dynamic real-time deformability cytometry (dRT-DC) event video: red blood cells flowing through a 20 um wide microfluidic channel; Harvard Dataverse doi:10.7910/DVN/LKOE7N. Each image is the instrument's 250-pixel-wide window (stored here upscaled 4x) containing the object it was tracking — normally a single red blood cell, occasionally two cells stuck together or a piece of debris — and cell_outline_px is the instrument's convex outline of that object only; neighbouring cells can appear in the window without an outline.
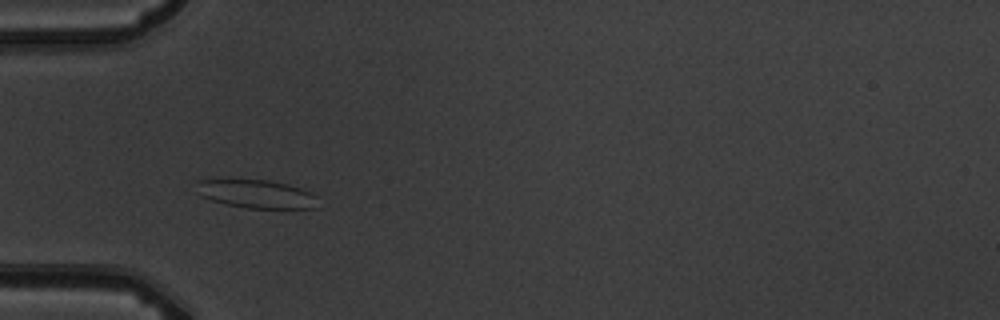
{"species": "common noctule bat (a hibernating species)", "species_latin": "Nyctalus noctula", "temperature_condition": "warm", "stored_images_in_passage": 14, "camera_frame_rate_fps": 3000, "um_per_image_px": 0.085, "animal": {"sex": "male", "body_mass_g": 19.5, "forearm_length_mm": 54.6}, "frame": {"image": 1, "passage_image": 4, "time_ms": 3.333, "image_size_px": [1000, 320], "cell_outline_px": [[320, 208], [244, 208], [224, 204], [200, 196], [196, 192], [196, 180], [208, 176], [272, 180], [288, 184], [300, 188], [316, 196]], "centroid_in_image_um": [21.65, 16.43], "position_along_channel_um": 63.4, "area_um2": 21.33}}
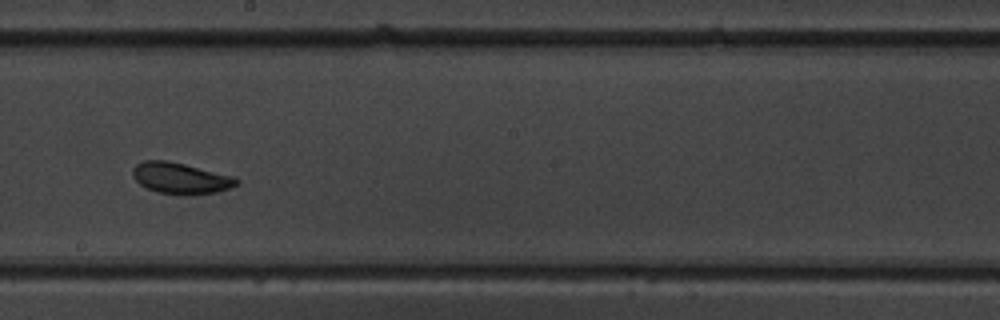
{"frame": {"image": 2, "passage_image": 8, "time_ms": 8.0, "image_size_px": [1000, 320], "cell_outline_px": [[240, 180], [236, 184], [228, 188], [216, 192], [192, 196], [156, 192], [140, 184], [132, 176], [132, 168], [136, 164], [144, 160], [168, 160], [236, 176]], "centroid_in_image_um": [15.36, 15.14], "position_along_channel_um": 232.8, "area_um2": 19.13}}
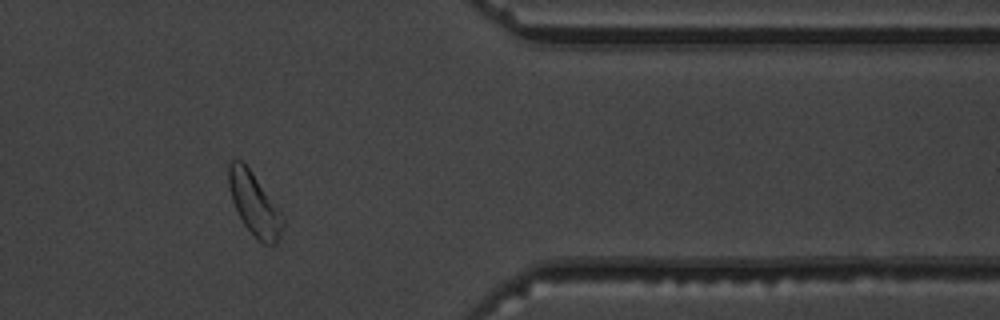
{"frame": {"image": 3, "passage_image": 12, "time_ms": 12.667, "image_size_px": [1000, 320], "cell_outline_px": [[284, 224], [280, 236], [276, 244], [264, 244], [244, 224], [232, 200], [228, 184], [228, 164], [232, 156], [240, 160], [252, 172], [280, 212], [284, 220]], "centroid_in_image_um": [21.59, 17.3], "position_along_channel_um": 389.8, "area_um2": 19.25}, "authors_computed_cell_mechanics": {"area_um2": 19.1896, "velocity_mm_per_s": 3.6986, "shape_relaxation_time_tau1_ms": 2.8168, "shape_relaxation_time_tau2_ms": null, "deformation_change_tau1": 0.0837, "deformation_change_tau2": null}}